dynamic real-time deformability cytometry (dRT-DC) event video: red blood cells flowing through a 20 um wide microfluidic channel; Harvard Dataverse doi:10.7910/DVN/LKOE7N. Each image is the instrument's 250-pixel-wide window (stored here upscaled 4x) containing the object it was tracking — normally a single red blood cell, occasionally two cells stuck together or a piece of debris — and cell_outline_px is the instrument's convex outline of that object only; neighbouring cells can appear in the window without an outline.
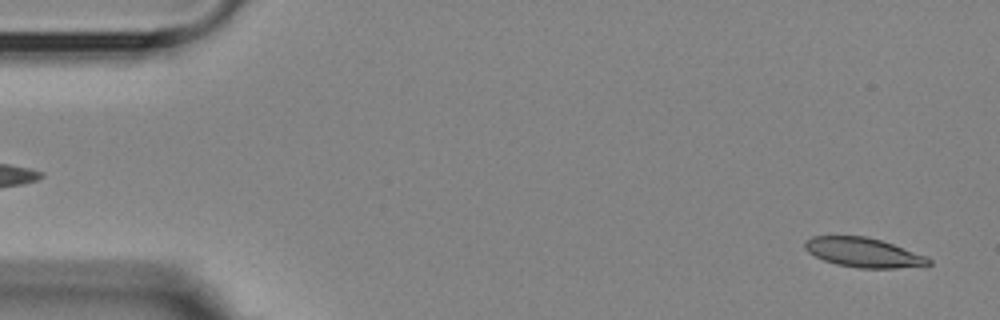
{"species": "Egyptian fruit bat (a non-hibernating species)", "species_latin": "Rousettus aegyptiacus", "temperature_condition": "room temperature", "stored_images_in_passage": 55, "camera_frame_rate_fps": 3000, "um_per_image_px": 0.085, "animal": {"sex": "female"}, "frame": {"image": 1, "passage_image": 2, "time_ms": 0.333, "image_size_px": [1000, 320], "cell_outline_px": [[932, 264], [924, 268], [860, 268], [836, 264], [824, 260], [808, 252], [804, 248], [804, 240], [812, 236], [864, 236], [880, 240], [928, 256], [932, 260]], "centroid_in_image_um": [73.47, 21.48], "position_along_channel_um": 11.5, "area_um2": 21.56}}
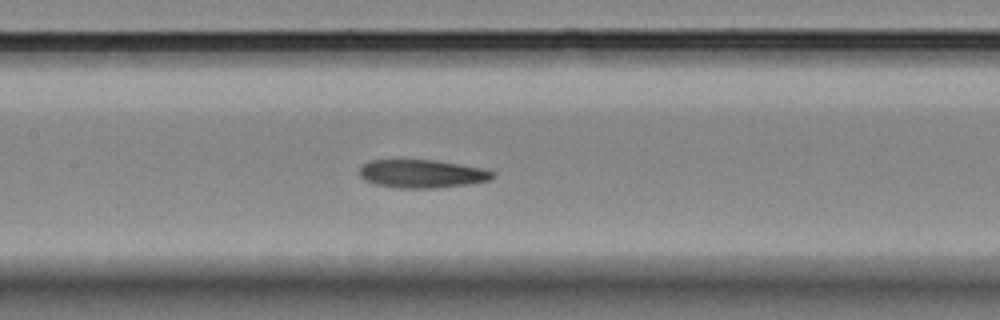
{"frame": {"image": 2, "passage_image": 25, "time_ms": 8.0, "image_size_px": [1000, 320], "cell_outline_px": [[492, 176], [488, 180], [468, 184], [436, 188], [396, 188], [376, 184], [364, 180], [360, 176], [360, 168], [364, 164], [372, 160], [436, 160], [460, 164], [480, 168], [492, 172]], "centroid_in_image_um": [35.81, 14.77], "position_along_channel_um": 171.6, "area_um2": 21.62}}
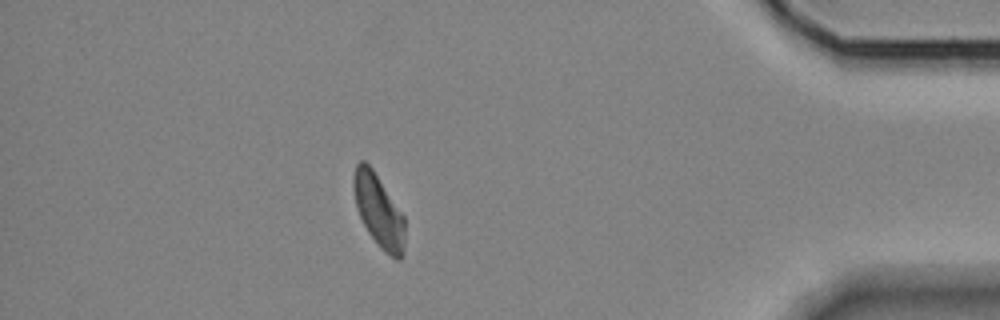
{"frame": {"image": 3, "passage_image": 48, "time_ms": 15.667, "image_size_px": [1000, 320], "cell_outline_px": [[404, 256], [400, 260], [396, 260], [384, 252], [380, 248], [368, 232], [356, 208], [352, 188], [352, 176], [356, 164], [360, 160], [364, 160], [372, 168], [404, 216]], "centroid_in_image_um": [32.17, 17.93], "position_along_channel_um": 403.0, "area_um2": 21.91}}